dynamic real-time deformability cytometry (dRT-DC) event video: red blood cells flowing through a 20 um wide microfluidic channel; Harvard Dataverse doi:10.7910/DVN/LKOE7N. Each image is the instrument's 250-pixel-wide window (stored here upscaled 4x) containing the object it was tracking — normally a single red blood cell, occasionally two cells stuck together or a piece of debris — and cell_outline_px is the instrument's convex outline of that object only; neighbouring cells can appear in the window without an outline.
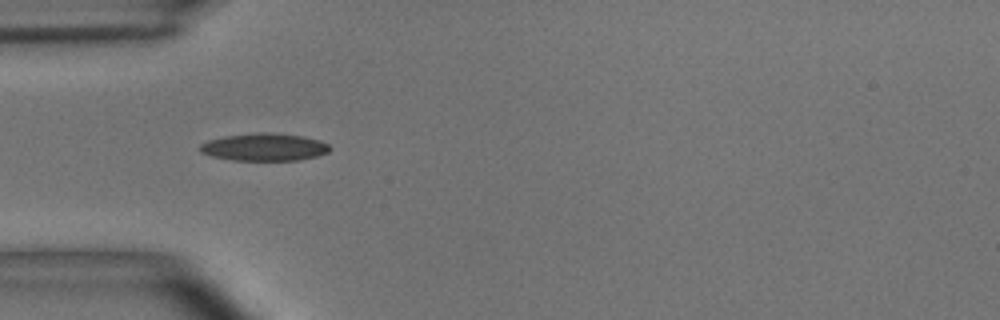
{"species": "common noctule bat (a hibernating species)", "species_latin": "Nyctalus noctula", "temperature_condition": "room temperature", "stored_images_in_passage": 5, "camera_frame_rate_fps": 3000, "um_per_image_px": 0.085, "animal": {"sex": "male", "body_mass_g": 15.6}, "frame": {"image": 1, "passage_image": 4, "time_ms": 1.0, "image_size_px": [1000, 320], "cell_outline_px": [[332, 148], [328, 152], [316, 156], [296, 160], [232, 160], [212, 156], [200, 152], [200, 144], [208, 140], [224, 136], [260, 132], [268, 132], [304, 136], [320, 140], [328, 144]], "centroid_in_image_um": [22.47, 12.49], "position_along_channel_um": 62.5, "area_um2": 20.81}}
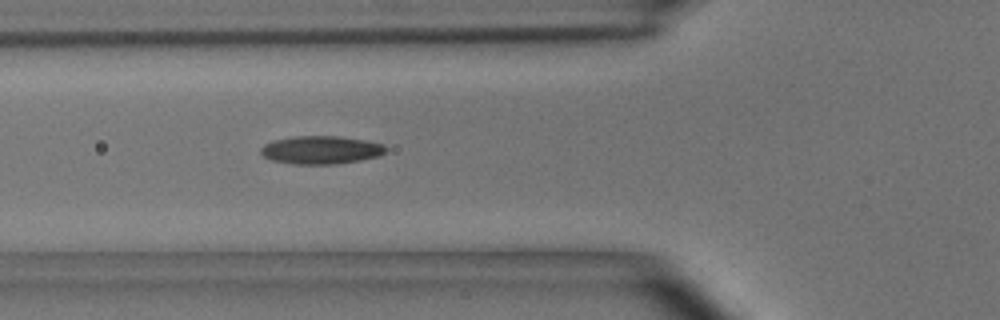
{"frame": {"image": 2, "passage_image": 5, "time_ms": 1.333, "image_size_px": [1000, 320], "cell_outline_px": [[388, 148], [380, 156], [360, 160], [336, 164], [292, 164], [272, 160], [264, 156], [260, 152], [260, 148], [264, 144], [276, 140], [296, 136], [340, 136], [364, 140], [384, 144]], "centroid_in_image_um": [27.3, 12.75], "position_along_channel_um": 98.5, "area_um2": 20.46}}